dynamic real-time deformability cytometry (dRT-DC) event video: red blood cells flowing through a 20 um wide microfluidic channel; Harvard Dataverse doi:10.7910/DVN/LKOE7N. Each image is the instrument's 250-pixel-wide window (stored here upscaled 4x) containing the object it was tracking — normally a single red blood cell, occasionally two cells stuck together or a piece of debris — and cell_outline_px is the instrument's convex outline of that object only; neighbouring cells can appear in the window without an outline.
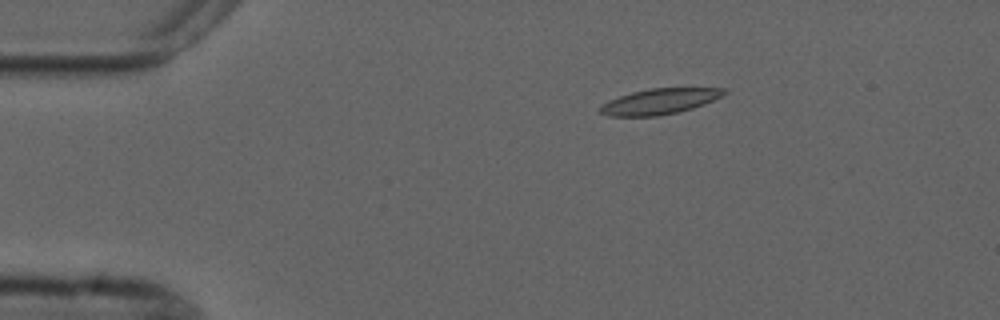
{"species": "common noctule bat (a hibernating species)", "species_latin": "Nyctalus noctula", "temperature_condition": "cold", "stored_images_in_passage": 3, "camera_frame_rate_fps": 3000, "um_per_image_px": 0.085, "animal": {"sex": "male", "forearm_length_mm": 52.5}, "frame": {"image": 1, "passage_image": 1, "time_ms": 0.0, "image_size_px": [1000, 320], "cell_outline_px": [[728, 92], [704, 104], [692, 108], [676, 112], [656, 116], [608, 116], [600, 112], [596, 108], [608, 100], [632, 92], [652, 88], [728, 88]], "centroid_in_image_um": [56.03, 8.62], "position_along_channel_um": 29.0, "area_um2": 18.38}}
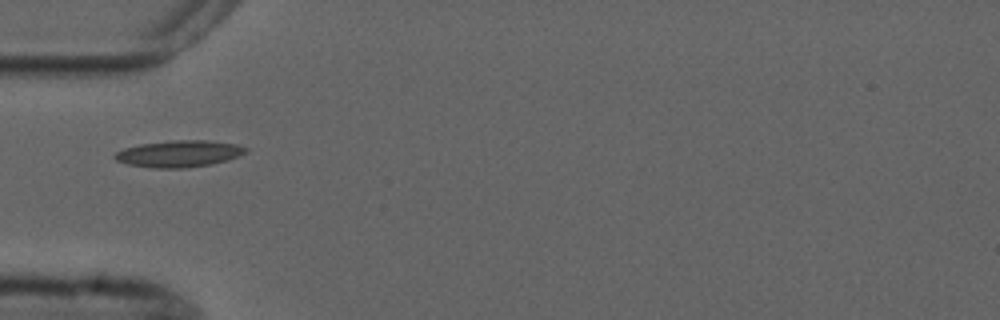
{"frame": {"image": 2, "passage_image": 3, "time_ms": 2.667, "image_size_px": [1000, 320], "cell_outline_px": [[248, 152], [228, 160], [212, 164], [184, 168], [152, 168], [128, 164], [116, 160], [112, 156], [116, 152], [124, 148], [140, 144], [172, 140], [208, 140], [236, 144], [248, 148]], "centroid_in_image_um": [15.23, 13.06], "position_along_channel_um": 69.8, "area_um2": 20.46}}